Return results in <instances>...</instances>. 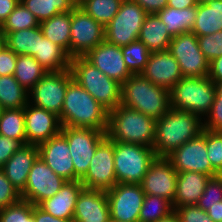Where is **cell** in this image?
Returning a JSON list of instances; mask_svg holds the SVG:
<instances>
[{"label":"cell","instance_id":"6da1fadb","mask_svg":"<svg viewBox=\"0 0 222 222\" xmlns=\"http://www.w3.org/2000/svg\"><path fill=\"white\" fill-rule=\"evenodd\" d=\"M109 111L74 79L68 83L61 115L62 127L89 128L107 132Z\"/></svg>","mask_w":222,"mask_h":222},{"label":"cell","instance_id":"7a4b0ae2","mask_svg":"<svg viewBox=\"0 0 222 222\" xmlns=\"http://www.w3.org/2000/svg\"><path fill=\"white\" fill-rule=\"evenodd\" d=\"M203 119L188 111L171 108L156 120L154 150L166 157L181 145L202 133Z\"/></svg>","mask_w":222,"mask_h":222},{"label":"cell","instance_id":"3957f363","mask_svg":"<svg viewBox=\"0 0 222 222\" xmlns=\"http://www.w3.org/2000/svg\"><path fill=\"white\" fill-rule=\"evenodd\" d=\"M155 129V119L122 104L109 111L106 135L115 142L153 148Z\"/></svg>","mask_w":222,"mask_h":222},{"label":"cell","instance_id":"277c9868","mask_svg":"<svg viewBox=\"0 0 222 222\" xmlns=\"http://www.w3.org/2000/svg\"><path fill=\"white\" fill-rule=\"evenodd\" d=\"M120 104L155 120L171 109L169 91L154 85L141 74L131 75L121 85Z\"/></svg>","mask_w":222,"mask_h":222},{"label":"cell","instance_id":"5b68a950","mask_svg":"<svg viewBox=\"0 0 222 222\" xmlns=\"http://www.w3.org/2000/svg\"><path fill=\"white\" fill-rule=\"evenodd\" d=\"M73 79L108 111L121 103V84L110 79L83 56L72 57Z\"/></svg>","mask_w":222,"mask_h":222},{"label":"cell","instance_id":"8992f818","mask_svg":"<svg viewBox=\"0 0 222 222\" xmlns=\"http://www.w3.org/2000/svg\"><path fill=\"white\" fill-rule=\"evenodd\" d=\"M169 93L171 108L188 111L204 119L214 103L216 87L208 76L183 77Z\"/></svg>","mask_w":222,"mask_h":222},{"label":"cell","instance_id":"52a82bcc","mask_svg":"<svg viewBox=\"0 0 222 222\" xmlns=\"http://www.w3.org/2000/svg\"><path fill=\"white\" fill-rule=\"evenodd\" d=\"M156 157L154 148L114 141V169L117 183L140 184Z\"/></svg>","mask_w":222,"mask_h":222},{"label":"cell","instance_id":"ba28073f","mask_svg":"<svg viewBox=\"0 0 222 222\" xmlns=\"http://www.w3.org/2000/svg\"><path fill=\"white\" fill-rule=\"evenodd\" d=\"M148 13L135 1L123 0L118 13L105 26V40L119 47L138 40Z\"/></svg>","mask_w":222,"mask_h":222},{"label":"cell","instance_id":"9c48e42d","mask_svg":"<svg viewBox=\"0 0 222 222\" xmlns=\"http://www.w3.org/2000/svg\"><path fill=\"white\" fill-rule=\"evenodd\" d=\"M73 79L70 69L49 71L28 92V102L61 115L68 83Z\"/></svg>","mask_w":222,"mask_h":222},{"label":"cell","instance_id":"30bf717a","mask_svg":"<svg viewBox=\"0 0 222 222\" xmlns=\"http://www.w3.org/2000/svg\"><path fill=\"white\" fill-rule=\"evenodd\" d=\"M61 133L69 145L70 156L74 164L75 181H80L88 171L97 146L107 135L104 131L78 127H62Z\"/></svg>","mask_w":222,"mask_h":222},{"label":"cell","instance_id":"8fae6325","mask_svg":"<svg viewBox=\"0 0 222 222\" xmlns=\"http://www.w3.org/2000/svg\"><path fill=\"white\" fill-rule=\"evenodd\" d=\"M168 51L177 60L183 77L208 76L209 61L201 52L197 35L193 32L174 36Z\"/></svg>","mask_w":222,"mask_h":222},{"label":"cell","instance_id":"7c38bea8","mask_svg":"<svg viewBox=\"0 0 222 222\" xmlns=\"http://www.w3.org/2000/svg\"><path fill=\"white\" fill-rule=\"evenodd\" d=\"M105 40V27L78 5L71 11L70 57L84 56Z\"/></svg>","mask_w":222,"mask_h":222},{"label":"cell","instance_id":"4fadbf2b","mask_svg":"<svg viewBox=\"0 0 222 222\" xmlns=\"http://www.w3.org/2000/svg\"><path fill=\"white\" fill-rule=\"evenodd\" d=\"M84 188L107 191L117 184L114 169V141L106 136L97 146L86 174L80 179Z\"/></svg>","mask_w":222,"mask_h":222},{"label":"cell","instance_id":"5bb4252c","mask_svg":"<svg viewBox=\"0 0 222 222\" xmlns=\"http://www.w3.org/2000/svg\"><path fill=\"white\" fill-rule=\"evenodd\" d=\"M166 158L177 173L199 172L211 177L219 175L211 166L207 156L206 129L197 137L190 139L179 148L172 151Z\"/></svg>","mask_w":222,"mask_h":222},{"label":"cell","instance_id":"9a60e30c","mask_svg":"<svg viewBox=\"0 0 222 222\" xmlns=\"http://www.w3.org/2000/svg\"><path fill=\"white\" fill-rule=\"evenodd\" d=\"M110 216L118 222H138L145 198L141 184L117 183L106 191Z\"/></svg>","mask_w":222,"mask_h":222},{"label":"cell","instance_id":"2e32d148","mask_svg":"<svg viewBox=\"0 0 222 222\" xmlns=\"http://www.w3.org/2000/svg\"><path fill=\"white\" fill-rule=\"evenodd\" d=\"M66 180L58 176L38 157L28 174L26 187L20 193L21 200L39 205L43 200L54 196L65 184Z\"/></svg>","mask_w":222,"mask_h":222},{"label":"cell","instance_id":"e0dca14e","mask_svg":"<svg viewBox=\"0 0 222 222\" xmlns=\"http://www.w3.org/2000/svg\"><path fill=\"white\" fill-rule=\"evenodd\" d=\"M178 173L166 157H156L140 183L146 195H156L173 201Z\"/></svg>","mask_w":222,"mask_h":222},{"label":"cell","instance_id":"ac0fdd59","mask_svg":"<svg viewBox=\"0 0 222 222\" xmlns=\"http://www.w3.org/2000/svg\"><path fill=\"white\" fill-rule=\"evenodd\" d=\"M103 74L123 84L132 74L123 60L122 48L104 40L83 56Z\"/></svg>","mask_w":222,"mask_h":222},{"label":"cell","instance_id":"d6986e66","mask_svg":"<svg viewBox=\"0 0 222 222\" xmlns=\"http://www.w3.org/2000/svg\"><path fill=\"white\" fill-rule=\"evenodd\" d=\"M59 116L28 102L25 106L27 144L39 145L61 132Z\"/></svg>","mask_w":222,"mask_h":222},{"label":"cell","instance_id":"ffe728a7","mask_svg":"<svg viewBox=\"0 0 222 222\" xmlns=\"http://www.w3.org/2000/svg\"><path fill=\"white\" fill-rule=\"evenodd\" d=\"M39 157L53 172L66 181H75V170L68 142L60 132L49 140L38 145Z\"/></svg>","mask_w":222,"mask_h":222},{"label":"cell","instance_id":"44dd1931","mask_svg":"<svg viewBox=\"0 0 222 222\" xmlns=\"http://www.w3.org/2000/svg\"><path fill=\"white\" fill-rule=\"evenodd\" d=\"M141 75L168 91L183 78L177 60L168 50L150 53Z\"/></svg>","mask_w":222,"mask_h":222},{"label":"cell","instance_id":"7402d4cb","mask_svg":"<svg viewBox=\"0 0 222 222\" xmlns=\"http://www.w3.org/2000/svg\"><path fill=\"white\" fill-rule=\"evenodd\" d=\"M111 219L106 191L83 188L78 196L74 222H109Z\"/></svg>","mask_w":222,"mask_h":222},{"label":"cell","instance_id":"603a6c76","mask_svg":"<svg viewBox=\"0 0 222 222\" xmlns=\"http://www.w3.org/2000/svg\"><path fill=\"white\" fill-rule=\"evenodd\" d=\"M38 157V146L26 144L15 151L1 168L7 179L20 193L25 189L28 174Z\"/></svg>","mask_w":222,"mask_h":222},{"label":"cell","instance_id":"cb8c5ba5","mask_svg":"<svg viewBox=\"0 0 222 222\" xmlns=\"http://www.w3.org/2000/svg\"><path fill=\"white\" fill-rule=\"evenodd\" d=\"M83 188L80 181H66L54 196L43 200L38 206L53 217L73 219L75 205Z\"/></svg>","mask_w":222,"mask_h":222},{"label":"cell","instance_id":"d4e9b609","mask_svg":"<svg viewBox=\"0 0 222 222\" xmlns=\"http://www.w3.org/2000/svg\"><path fill=\"white\" fill-rule=\"evenodd\" d=\"M211 176L199 172H180L177 176L173 209L185 205H196Z\"/></svg>","mask_w":222,"mask_h":222},{"label":"cell","instance_id":"484cf974","mask_svg":"<svg viewBox=\"0 0 222 222\" xmlns=\"http://www.w3.org/2000/svg\"><path fill=\"white\" fill-rule=\"evenodd\" d=\"M172 38L166 25L156 14L146 16L138 40L143 42L151 53L168 50Z\"/></svg>","mask_w":222,"mask_h":222},{"label":"cell","instance_id":"4316f807","mask_svg":"<svg viewBox=\"0 0 222 222\" xmlns=\"http://www.w3.org/2000/svg\"><path fill=\"white\" fill-rule=\"evenodd\" d=\"M34 58L48 72L70 69L71 57L62 47L44 37L40 26L38 52Z\"/></svg>","mask_w":222,"mask_h":222},{"label":"cell","instance_id":"83f0119b","mask_svg":"<svg viewBox=\"0 0 222 222\" xmlns=\"http://www.w3.org/2000/svg\"><path fill=\"white\" fill-rule=\"evenodd\" d=\"M218 31H222V0L198 3L191 32L197 36H206Z\"/></svg>","mask_w":222,"mask_h":222},{"label":"cell","instance_id":"f1b7e54d","mask_svg":"<svg viewBox=\"0 0 222 222\" xmlns=\"http://www.w3.org/2000/svg\"><path fill=\"white\" fill-rule=\"evenodd\" d=\"M156 15L166 25L169 34L174 37L192 30L197 15V6L184 9L167 6Z\"/></svg>","mask_w":222,"mask_h":222},{"label":"cell","instance_id":"f546056e","mask_svg":"<svg viewBox=\"0 0 222 222\" xmlns=\"http://www.w3.org/2000/svg\"><path fill=\"white\" fill-rule=\"evenodd\" d=\"M43 36L62 47L70 56L71 11L40 22Z\"/></svg>","mask_w":222,"mask_h":222},{"label":"cell","instance_id":"4dcf8cb0","mask_svg":"<svg viewBox=\"0 0 222 222\" xmlns=\"http://www.w3.org/2000/svg\"><path fill=\"white\" fill-rule=\"evenodd\" d=\"M32 12L39 22L50 19L60 13L72 11L78 0H20Z\"/></svg>","mask_w":222,"mask_h":222},{"label":"cell","instance_id":"1f68e13d","mask_svg":"<svg viewBox=\"0 0 222 222\" xmlns=\"http://www.w3.org/2000/svg\"><path fill=\"white\" fill-rule=\"evenodd\" d=\"M3 34L5 35L6 46L17 55H29L34 57L36 52H38L39 27Z\"/></svg>","mask_w":222,"mask_h":222},{"label":"cell","instance_id":"d6a6232c","mask_svg":"<svg viewBox=\"0 0 222 222\" xmlns=\"http://www.w3.org/2000/svg\"><path fill=\"white\" fill-rule=\"evenodd\" d=\"M47 72L33 56H17L14 78L26 90H31Z\"/></svg>","mask_w":222,"mask_h":222},{"label":"cell","instance_id":"836d02e7","mask_svg":"<svg viewBox=\"0 0 222 222\" xmlns=\"http://www.w3.org/2000/svg\"><path fill=\"white\" fill-rule=\"evenodd\" d=\"M28 92L14 75L0 76V105L3 109L24 108L28 104Z\"/></svg>","mask_w":222,"mask_h":222},{"label":"cell","instance_id":"e575fe53","mask_svg":"<svg viewBox=\"0 0 222 222\" xmlns=\"http://www.w3.org/2000/svg\"><path fill=\"white\" fill-rule=\"evenodd\" d=\"M0 135L27 144L25 132V107L3 109L0 116Z\"/></svg>","mask_w":222,"mask_h":222},{"label":"cell","instance_id":"d590c367","mask_svg":"<svg viewBox=\"0 0 222 222\" xmlns=\"http://www.w3.org/2000/svg\"><path fill=\"white\" fill-rule=\"evenodd\" d=\"M123 0H78V6L104 27L118 13Z\"/></svg>","mask_w":222,"mask_h":222},{"label":"cell","instance_id":"8d00e7d4","mask_svg":"<svg viewBox=\"0 0 222 222\" xmlns=\"http://www.w3.org/2000/svg\"><path fill=\"white\" fill-rule=\"evenodd\" d=\"M173 212L170 201L156 195H145L138 222H157Z\"/></svg>","mask_w":222,"mask_h":222},{"label":"cell","instance_id":"74e56055","mask_svg":"<svg viewBox=\"0 0 222 222\" xmlns=\"http://www.w3.org/2000/svg\"><path fill=\"white\" fill-rule=\"evenodd\" d=\"M121 48L123 60L130 73L132 75L141 74L151 53L147 46L143 42L136 40Z\"/></svg>","mask_w":222,"mask_h":222},{"label":"cell","instance_id":"f35d334b","mask_svg":"<svg viewBox=\"0 0 222 222\" xmlns=\"http://www.w3.org/2000/svg\"><path fill=\"white\" fill-rule=\"evenodd\" d=\"M40 22L21 2L9 14L3 22L1 31L3 33L15 32L22 29L39 27Z\"/></svg>","mask_w":222,"mask_h":222},{"label":"cell","instance_id":"ab89813d","mask_svg":"<svg viewBox=\"0 0 222 222\" xmlns=\"http://www.w3.org/2000/svg\"><path fill=\"white\" fill-rule=\"evenodd\" d=\"M0 222H34L33 204L20 200L0 209Z\"/></svg>","mask_w":222,"mask_h":222},{"label":"cell","instance_id":"60d3db41","mask_svg":"<svg viewBox=\"0 0 222 222\" xmlns=\"http://www.w3.org/2000/svg\"><path fill=\"white\" fill-rule=\"evenodd\" d=\"M206 148L212 168L222 175V131L206 130Z\"/></svg>","mask_w":222,"mask_h":222},{"label":"cell","instance_id":"b9f144b4","mask_svg":"<svg viewBox=\"0 0 222 222\" xmlns=\"http://www.w3.org/2000/svg\"><path fill=\"white\" fill-rule=\"evenodd\" d=\"M197 39L201 52L209 62L222 56V31L206 36H197Z\"/></svg>","mask_w":222,"mask_h":222},{"label":"cell","instance_id":"7bdbcfd3","mask_svg":"<svg viewBox=\"0 0 222 222\" xmlns=\"http://www.w3.org/2000/svg\"><path fill=\"white\" fill-rule=\"evenodd\" d=\"M222 201V175L210 177L196 205H215Z\"/></svg>","mask_w":222,"mask_h":222},{"label":"cell","instance_id":"ee69618b","mask_svg":"<svg viewBox=\"0 0 222 222\" xmlns=\"http://www.w3.org/2000/svg\"><path fill=\"white\" fill-rule=\"evenodd\" d=\"M21 200L20 192L7 179L0 169V209L18 203Z\"/></svg>","mask_w":222,"mask_h":222},{"label":"cell","instance_id":"f6af8a7d","mask_svg":"<svg viewBox=\"0 0 222 222\" xmlns=\"http://www.w3.org/2000/svg\"><path fill=\"white\" fill-rule=\"evenodd\" d=\"M180 222H214L206 211L197 205H185L174 210Z\"/></svg>","mask_w":222,"mask_h":222},{"label":"cell","instance_id":"bcb514c9","mask_svg":"<svg viewBox=\"0 0 222 222\" xmlns=\"http://www.w3.org/2000/svg\"><path fill=\"white\" fill-rule=\"evenodd\" d=\"M203 120V127L209 131H222V97L217 93L209 114Z\"/></svg>","mask_w":222,"mask_h":222},{"label":"cell","instance_id":"7dc6e473","mask_svg":"<svg viewBox=\"0 0 222 222\" xmlns=\"http://www.w3.org/2000/svg\"><path fill=\"white\" fill-rule=\"evenodd\" d=\"M24 144L20 140L11 139L0 135V169L11 158L15 151Z\"/></svg>","mask_w":222,"mask_h":222},{"label":"cell","instance_id":"c3c4849f","mask_svg":"<svg viewBox=\"0 0 222 222\" xmlns=\"http://www.w3.org/2000/svg\"><path fill=\"white\" fill-rule=\"evenodd\" d=\"M17 54L7 46L0 52V76L14 75Z\"/></svg>","mask_w":222,"mask_h":222},{"label":"cell","instance_id":"681fc988","mask_svg":"<svg viewBox=\"0 0 222 222\" xmlns=\"http://www.w3.org/2000/svg\"><path fill=\"white\" fill-rule=\"evenodd\" d=\"M138 3L148 14H156L167 7V0H133Z\"/></svg>","mask_w":222,"mask_h":222},{"label":"cell","instance_id":"f907efd6","mask_svg":"<svg viewBox=\"0 0 222 222\" xmlns=\"http://www.w3.org/2000/svg\"><path fill=\"white\" fill-rule=\"evenodd\" d=\"M34 222H74L73 219H60L45 212L38 205H33Z\"/></svg>","mask_w":222,"mask_h":222},{"label":"cell","instance_id":"816d5d0a","mask_svg":"<svg viewBox=\"0 0 222 222\" xmlns=\"http://www.w3.org/2000/svg\"><path fill=\"white\" fill-rule=\"evenodd\" d=\"M208 77L214 82H222V56L214 58L209 62Z\"/></svg>","mask_w":222,"mask_h":222},{"label":"cell","instance_id":"f5cc1de1","mask_svg":"<svg viewBox=\"0 0 222 222\" xmlns=\"http://www.w3.org/2000/svg\"><path fill=\"white\" fill-rule=\"evenodd\" d=\"M19 2L20 0H0V22L2 24Z\"/></svg>","mask_w":222,"mask_h":222},{"label":"cell","instance_id":"db71d44e","mask_svg":"<svg viewBox=\"0 0 222 222\" xmlns=\"http://www.w3.org/2000/svg\"><path fill=\"white\" fill-rule=\"evenodd\" d=\"M206 211L214 222H222V201L215 205H197Z\"/></svg>","mask_w":222,"mask_h":222},{"label":"cell","instance_id":"11a10c76","mask_svg":"<svg viewBox=\"0 0 222 222\" xmlns=\"http://www.w3.org/2000/svg\"><path fill=\"white\" fill-rule=\"evenodd\" d=\"M197 0H167V6L175 9H184L197 6Z\"/></svg>","mask_w":222,"mask_h":222},{"label":"cell","instance_id":"9f6ffc18","mask_svg":"<svg viewBox=\"0 0 222 222\" xmlns=\"http://www.w3.org/2000/svg\"><path fill=\"white\" fill-rule=\"evenodd\" d=\"M157 222H180V220H179L178 216L176 215V213L173 212L169 216L162 218L161 220H159Z\"/></svg>","mask_w":222,"mask_h":222},{"label":"cell","instance_id":"6f0895ef","mask_svg":"<svg viewBox=\"0 0 222 222\" xmlns=\"http://www.w3.org/2000/svg\"><path fill=\"white\" fill-rule=\"evenodd\" d=\"M6 46V39L3 32L0 30V52L3 50V48Z\"/></svg>","mask_w":222,"mask_h":222},{"label":"cell","instance_id":"680465c9","mask_svg":"<svg viewBox=\"0 0 222 222\" xmlns=\"http://www.w3.org/2000/svg\"><path fill=\"white\" fill-rule=\"evenodd\" d=\"M216 93L222 97V82L215 83Z\"/></svg>","mask_w":222,"mask_h":222},{"label":"cell","instance_id":"91938a15","mask_svg":"<svg viewBox=\"0 0 222 222\" xmlns=\"http://www.w3.org/2000/svg\"><path fill=\"white\" fill-rule=\"evenodd\" d=\"M197 1H198V3H208V2L213 1V0H197Z\"/></svg>","mask_w":222,"mask_h":222},{"label":"cell","instance_id":"94428289","mask_svg":"<svg viewBox=\"0 0 222 222\" xmlns=\"http://www.w3.org/2000/svg\"><path fill=\"white\" fill-rule=\"evenodd\" d=\"M2 110H3V108H2V106L0 105V116H1Z\"/></svg>","mask_w":222,"mask_h":222},{"label":"cell","instance_id":"6125c7cd","mask_svg":"<svg viewBox=\"0 0 222 222\" xmlns=\"http://www.w3.org/2000/svg\"><path fill=\"white\" fill-rule=\"evenodd\" d=\"M109 222H118V221H115V220L110 219V221H109Z\"/></svg>","mask_w":222,"mask_h":222}]
</instances>
